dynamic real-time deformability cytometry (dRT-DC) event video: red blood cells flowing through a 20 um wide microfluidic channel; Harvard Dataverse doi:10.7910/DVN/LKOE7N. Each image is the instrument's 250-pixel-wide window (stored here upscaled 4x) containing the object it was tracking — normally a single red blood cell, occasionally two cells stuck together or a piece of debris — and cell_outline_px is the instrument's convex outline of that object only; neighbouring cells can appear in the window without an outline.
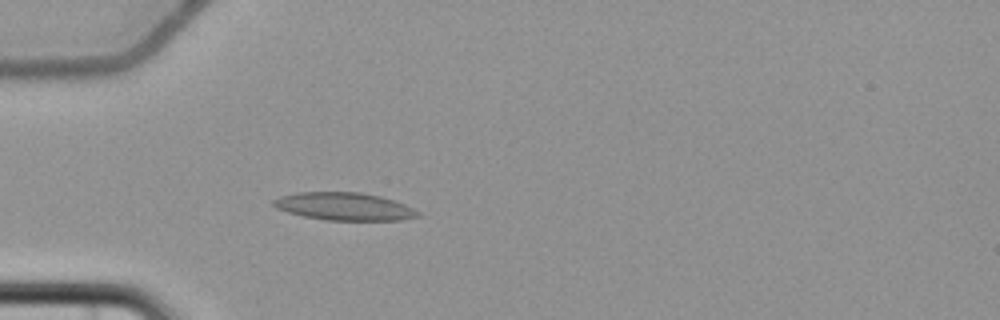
{"species": "common noctule bat (a hibernating species)", "species_latin": "Nyctalus noctula", "temperature_condition": "cold", "stored_images_in_passage": 3, "camera_frame_rate_fps": 3000, "um_per_image_px": 0.085, "animal": {"sex": "female", "body_mass_g": 22.7, "forearm_length_mm": 54.2}, "frame": {"image": 1, "passage_image": 3, "time_ms": 3.0, "image_size_px": [1000, 320], "cell_outline_px": [[420, 216], [404, 220], [324, 220], [304, 216], [288, 212], [276, 208], [272, 204], [272, 200], [280, 196], [296, 192], [360, 192], [380, 196], [404, 204], [420, 212]], "centroid_in_image_um": [29.25, 17.55], "position_along_channel_um": 55.8, "area_um2": 23.35}}